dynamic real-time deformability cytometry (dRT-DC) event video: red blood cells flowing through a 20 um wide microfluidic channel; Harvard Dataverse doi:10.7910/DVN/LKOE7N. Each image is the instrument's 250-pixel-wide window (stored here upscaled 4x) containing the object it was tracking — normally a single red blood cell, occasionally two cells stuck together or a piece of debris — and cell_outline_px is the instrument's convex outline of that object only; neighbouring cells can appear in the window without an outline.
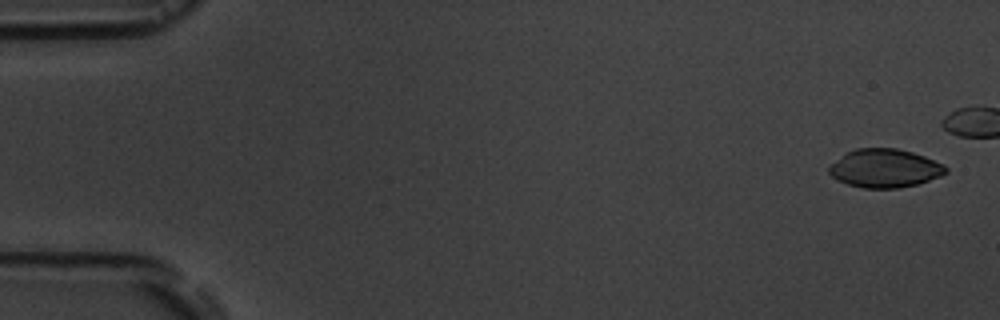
{"species": "common noctule bat (a hibernating species)", "species_latin": "Nyctalus noctula", "temperature_condition": "room temperature", "stored_images_in_passage": 5, "camera_frame_rate_fps": 3000, "um_per_image_px": 0.085, "animal": {"sex": "male", "body_mass_g": 19.5, "forearm_length_mm": 54.6}, "frame": {"image": 1, "passage_image": 1, "time_ms": 0.0, "image_size_px": [1000, 320], "cell_outline_px": [[948, 172], [940, 176], [916, 184], [896, 188], [864, 188], [848, 184], [836, 180], [828, 172], [828, 168], [832, 164], [848, 152], [856, 148], [896, 148], [912, 152], [924, 156], [944, 164], [948, 168]], "centroid_in_image_um": [75.22, 14.3], "position_along_channel_um": 9.8, "area_um2": 25.95}}